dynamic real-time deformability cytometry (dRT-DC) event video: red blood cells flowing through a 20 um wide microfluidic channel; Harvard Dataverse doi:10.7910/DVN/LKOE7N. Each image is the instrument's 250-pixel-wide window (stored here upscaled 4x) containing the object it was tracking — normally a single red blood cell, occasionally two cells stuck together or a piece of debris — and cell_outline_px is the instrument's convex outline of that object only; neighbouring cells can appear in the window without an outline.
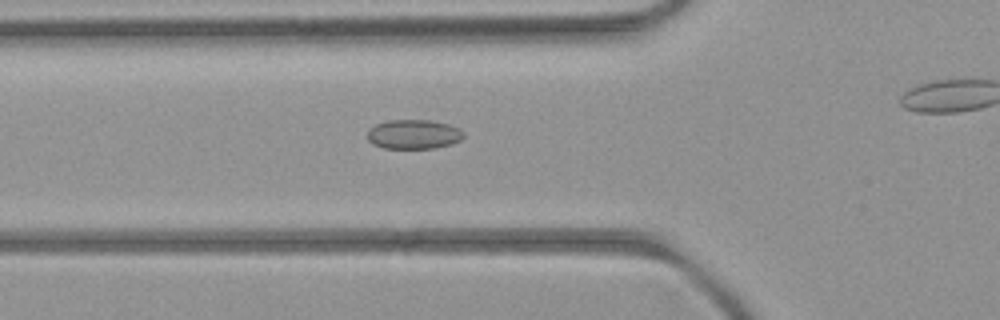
{"species": "common noctule bat (a hibernating species)", "species_latin": "Nyctalus noctula", "temperature_condition": "room temperature", "stored_images_in_passage": 10, "camera_frame_rate_fps": 3000, "um_per_image_px": 0.085, "animal": {"sex": "female", "body_mass_g": 21.9}, "frame": {"image": 1, "passage_image": 6, "time_ms": 5.667, "image_size_px": [1000, 320], "cell_outline_px": [[464, 136], [460, 140], [452, 144], [436, 148], [384, 148], [372, 144], [368, 140], [368, 128], [376, 124], [388, 120], [428, 120], [448, 124], [464, 132]], "centroid_in_image_um": [35.14, 11.42], "position_along_channel_um": 90.7, "area_um2": 16.47}}
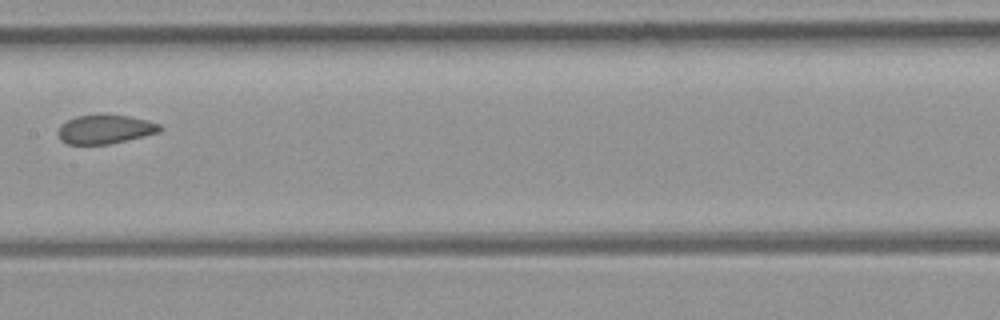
{"frame": {"image": 2, "passage_image": 9, "time_ms": 10.0, "image_size_px": [1000, 320], "cell_outline_px": [[164, 128], [160, 132], [108, 144], [68, 144], [60, 140], [60, 128], [68, 120], [76, 116], [104, 112], [108, 112], [148, 120], [160, 124]], "centroid_in_image_um": [8.99, 10.95], "position_along_channel_um": 198.4, "area_um2": 17.4}}
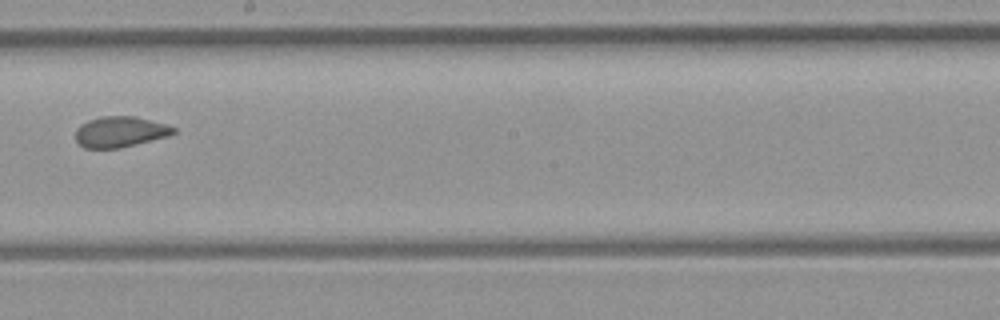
{"frame": {"image": 3, "passage_image": 10, "time_ms": 11.0, "image_size_px": [1000, 320], "cell_outline_px": [[176, 132], [168, 136], [120, 148], [84, 148], [76, 140], [76, 128], [80, 124], [88, 120], [100, 116], [136, 116], [168, 124], [176, 128]], "centroid_in_image_um": [10.22, 11.19], "position_along_channel_um": 238.0, "area_um2": 17.69}}